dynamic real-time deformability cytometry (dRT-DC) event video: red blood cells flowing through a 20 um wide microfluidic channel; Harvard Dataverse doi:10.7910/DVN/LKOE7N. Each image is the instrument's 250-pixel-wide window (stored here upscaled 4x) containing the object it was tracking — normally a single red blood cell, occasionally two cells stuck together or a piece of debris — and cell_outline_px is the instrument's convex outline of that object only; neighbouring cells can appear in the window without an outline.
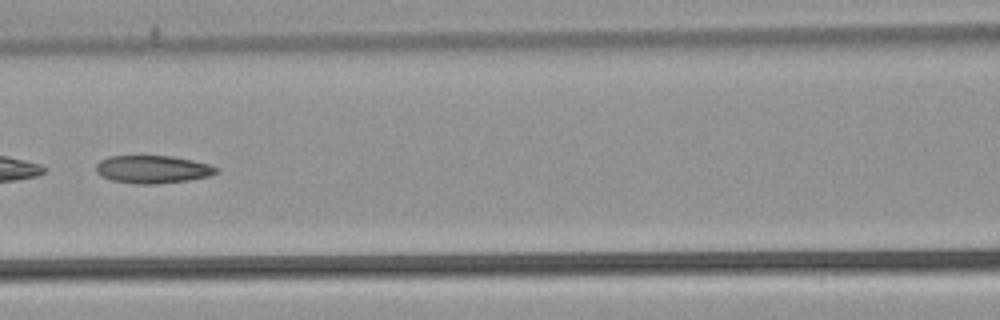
{"species": "common noctule bat (a hibernating species)", "species_latin": "Nyctalus noctula", "temperature_condition": "warm", "stored_images_in_passage": 38, "camera_frame_rate_fps": 3000, "um_per_image_px": 0.085, "animal": {"sex": "male", "body_mass_g": 21.5, "forearm_length_mm": 52.0}, "frame": {"image": 1, "passage_image": 12, "time_ms": 3.667, "image_size_px": [1000, 320], "cell_outline_px": [[216, 172], [208, 176], [188, 180], [156, 184], [136, 184], [112, 180], [100, 176], [96, 172], [96, 164], [100, 160], [108, 156], [172, 156], [192, 160], [208, 164], [216, 168]], "centroid_in_image_um": [12.91, 14.39], "position_along_channel_um": 153.7, "area_um2": 19.36}, "authors_computed_cell_mechanics": {"area_um2": 20.6924, "velocity_mm_per_s": 3.8272, "shape_relaxation_time_tau1_ms": 0.2618, "shape_relaxation_time_tau2_ms": 5.0254, "deformation_change_tau1": 0.2305, "deformation_change_tau2": 0.1301}}